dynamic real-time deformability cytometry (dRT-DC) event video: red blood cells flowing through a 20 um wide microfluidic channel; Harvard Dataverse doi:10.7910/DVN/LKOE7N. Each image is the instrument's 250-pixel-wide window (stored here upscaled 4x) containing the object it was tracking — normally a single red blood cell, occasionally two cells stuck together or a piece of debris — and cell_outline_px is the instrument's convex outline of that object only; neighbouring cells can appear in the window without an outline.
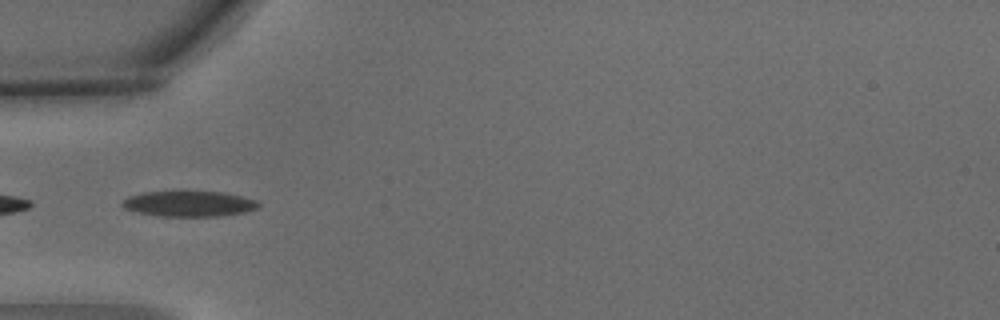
{"species": "common noctule bat (a hibernating species)", "species_latin": "Nyctalus noctula", "temperature_condition": "warm", "stored_images_in_passage": 4, "camera_frame_rate_fps": 3000, "um_per_image_px": 0.085, "animal": {"sex": "male", "body_mass_g": 15.6}, "frame": {"image": 1, "passage_image": 4, "time_ms": 1.0, "image_size_px": [1000, 320], "cell_outline_px": [[260, 208], [244, 212], [220, 216], [160, 216], [136, 212], [124, 208], [120, 204], [128, 196], [140, 192], [224, 192], [256, 200], [260, 204]], "centroid_in_image_um": [16.06, 17.32], "position_along_channel_um": 68.9, "area_um2": 20.23}}